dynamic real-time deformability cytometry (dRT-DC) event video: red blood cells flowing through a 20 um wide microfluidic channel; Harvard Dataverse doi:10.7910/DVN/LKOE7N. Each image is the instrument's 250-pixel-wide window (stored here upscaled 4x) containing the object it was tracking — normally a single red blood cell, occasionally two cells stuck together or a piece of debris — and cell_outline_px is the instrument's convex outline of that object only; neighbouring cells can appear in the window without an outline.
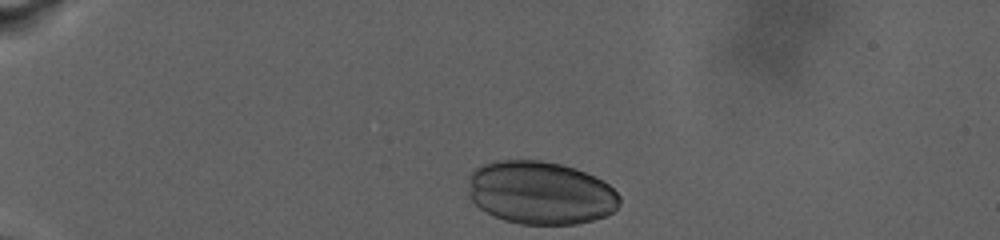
{"species": "human", "species_latin": "Homo sapiens", "temperature_condition": "warm", "stored_images_in_passage": 14, "camera_frame_rate_fps": 3000, "um_per_image_px": 0.085, "donor": {"sex": "male"}, "frame": {"image": 1, "passage_image": 1, "time_ms": 0.0, "image_size_px": [1000, 240], "cell_outline_px": [[620, 204], [612, 212], [604, 216], [592, 220], [576, 224], [520, 224], [504, 220], [492, 216], [480, 208], [468, 196], [468, 176], [476, 168], [492, 160], [540, 160], [560, 164], [576, 168], [604, 180], [620, 196]], "centroid_in_image_um": [45.92, 16.38], "position_along_channel_um": 39.1, "area_um2": 56.12}}
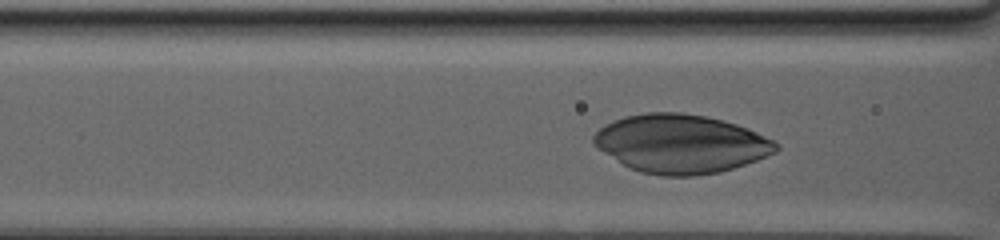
{"frame": {"image": 2, "passage_image": 12, "time_ms": 5.667, "image_size_px": [1000, 240], "cell_outline_px": [[780, 148], [776, 152], [756, 160], [720, 172], [692, 176], [660, 176], [640, 172], [628, 168], [596, 148], [592, 144], [592, 136], [604, 124], [624, 116], [648, 112], [680, 112], [708, 116], [736, 124], [776, 140], [780, 144]], "centroid_in_image_um": [57.85, 12.22], "position_along_channel_um": 108.8, "area_um2": 62.71}}